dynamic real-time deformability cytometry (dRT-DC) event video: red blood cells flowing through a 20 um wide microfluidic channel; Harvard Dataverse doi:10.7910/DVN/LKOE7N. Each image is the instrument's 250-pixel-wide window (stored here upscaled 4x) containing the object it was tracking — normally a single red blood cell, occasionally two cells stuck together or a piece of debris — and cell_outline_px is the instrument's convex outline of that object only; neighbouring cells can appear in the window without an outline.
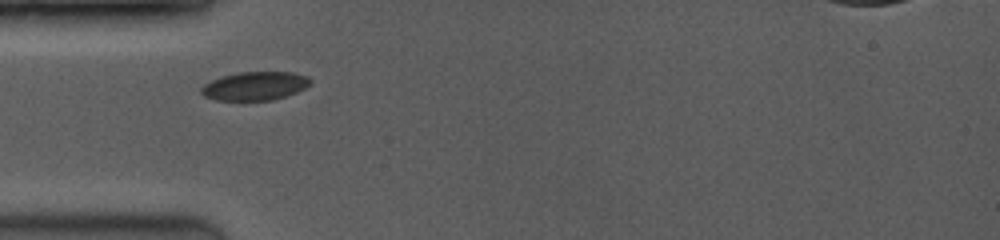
{"species": "common noctule bat (a hibernating species)", "species_latin": "Nyctalus noctula", "temperature_condition": "room temperature", "stored_images_in_passage": 26, "camera_frame_rate_fps": 3500, "um_per_image_px": 0.085, "animal": {"sex": "female", "body_mass_g": 19.0, "forearm_length_mm": 53.3}, "frame": {"image": 1, "passage_image": 1, "time_ms": 0.0, "image_size_px": [1000, 240], "cell_outline_px": [[312, 84], [296, 92], [272, 100], [216, 100], [204, 96], [200, 92], [200, 88], [204, 84], [212, 80], [224, 76], [240, 72], [292, 72], [308, 76], [312, 80]], "centroid_in_image_um": [21.68, 7.3], "position_along_channel_um": 63.3, "area_um2": 18.09}}
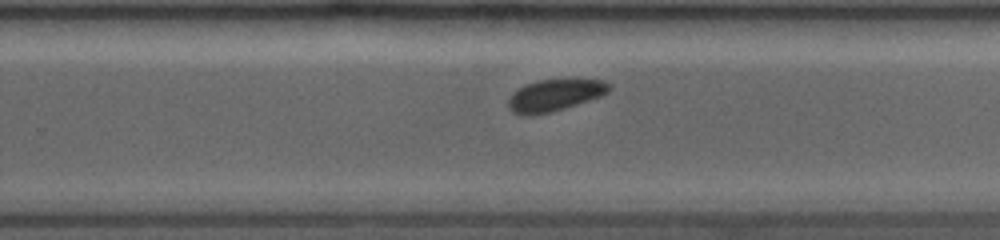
{"frame": {"image": 2, "passage_image": 15, "time_ms": 5.429, "image_size_px": [1000, 240], "cell_outline_px": [[612, 88], [608, 92], [600, 96], [564, 108], [548, 112], [528, 116], [520, 116], [512, 112], [508, 108], [508, 100], [512, 92], [524, 84], [536, 80], [568, 76], [604, 80], [612, 84]], "centroid_in_image_um": [47.17, 8.02], "position_along_channel_um": 282.6, "area_um2": 19.65}}
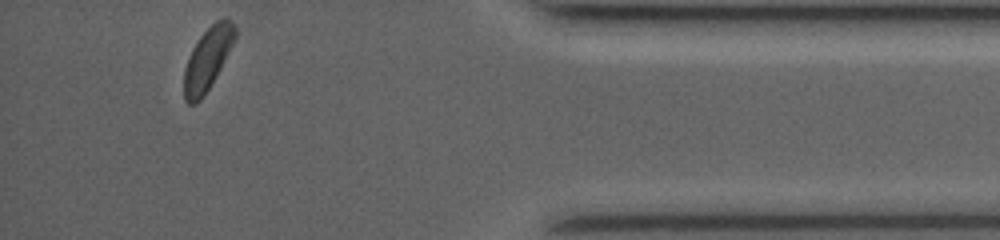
{"frame": {"image": 3, "passage_image": 26, "time_ms": 9.429, "image_size_px": [1000, 240], "cell_outline_px": [[236, 36], [220, 68], [204, 96], [196, 104], [188, 104], [184, 100], [184, 68], [192, 48], [200, 36], [216, 20], [224, 16], [228, 16], [236, 28]], "centroid_in_image_um": [17.63, 4.99], "position_along_channel_um": 417.6, "area_um2": 18.44}, "authors_computed_cell_mechanics": {"area_um2": 19.0451, "velocity_mm_per_s": 4.0755, "shape_relaxation_time_tau1_ms": 2.0526, "shape_relaxation_time_tau2_ms": null, "deformation_change_tau1": 0.05, "deformation_change_tau2": null}}